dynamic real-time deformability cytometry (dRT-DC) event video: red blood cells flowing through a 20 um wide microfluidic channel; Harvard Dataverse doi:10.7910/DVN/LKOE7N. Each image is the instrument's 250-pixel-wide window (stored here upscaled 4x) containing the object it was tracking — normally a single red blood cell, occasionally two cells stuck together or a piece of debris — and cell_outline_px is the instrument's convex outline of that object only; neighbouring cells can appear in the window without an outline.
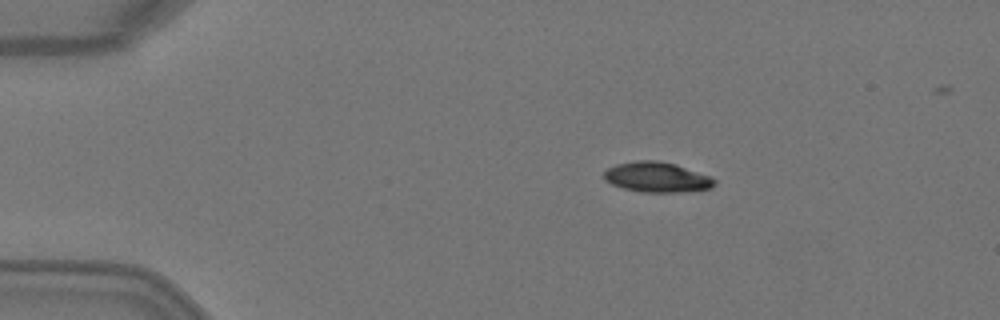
{"species": "Egyptian fruit bat (a non-hibernating species)", "species_latin": "Rousettus aegyptiacus", "temperature_condition": "warm", "stored_images_in_passage": 3, "camera_frame_rate_fps": 3000, "um_per_image_px": 0.085, "animal": {"sex": "female"}, "frame": {"image": 1, "passage_image": 2, "time_ms": 0.333, "image_size_px": [1000, 320], "cell_outline_px": [[716, 184], [708, 188], [680, 192], [640, 192], [624, 188], [612, 184], [604, 180], [604, 172], [608, 168], [616, 164], [636, 160], [656, 160], [676, 164], [712, 176], [716, 180]], "centroid_in_image_um": [55.84, 15.05], "position_along_channel_um": 29.2, "area_um2": 19.48}}